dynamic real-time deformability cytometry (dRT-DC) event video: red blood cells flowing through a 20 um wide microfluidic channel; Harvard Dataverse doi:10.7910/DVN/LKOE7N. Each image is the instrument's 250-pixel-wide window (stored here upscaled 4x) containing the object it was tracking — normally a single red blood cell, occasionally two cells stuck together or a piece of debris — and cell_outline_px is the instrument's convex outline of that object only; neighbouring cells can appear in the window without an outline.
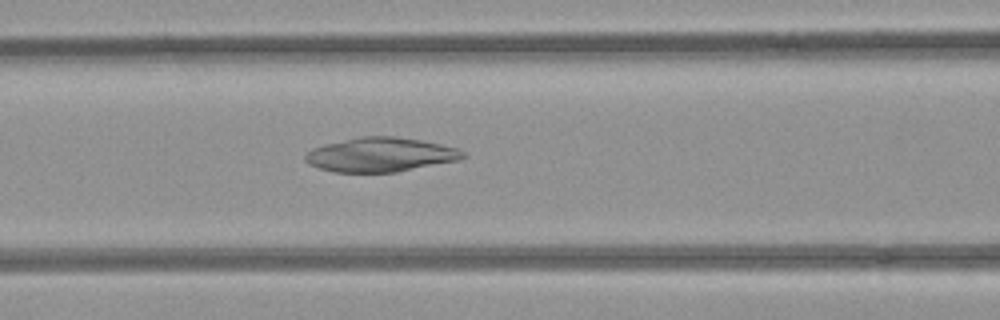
{"species": "common noctule bat (a hibernating species)", "species_latin": "Nyctalus noctula", "temperature_condition": "room temperature", "stored_images_in_passage": 45, "camera_frame_rate_fps": 3000, "um_per_image_px": 0.085, "animal": {"sex": "female", "body_mass_g": 21.9}, "frame": {"image": 1, "passage_image": 15, "time_ms": 4.667, "image_size_px": [1000, 320], "cell_outline_px": [[468, 156], [460, 160], [396, 172], [332, 172], [308, 164], [304, 160], [304, 156], [312, 148], [328, 144], [364, 136], [392, 136], [420, 140], [460, 148]], "centroid_in_image_um": [32.39, 13.16], "position_along_channel_um": 134.2, "area_um2": 31.33}}
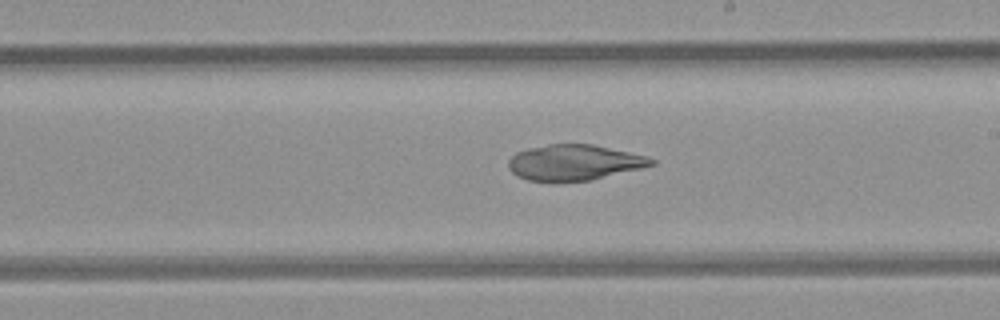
{"frame": {"image": 2, "passage_image": 23, "time_ms": 7.333, "image_size_px": [1000, 320], "cell_outline_px": [[656, 164], [592, 180], [556, 184], [552, 184], [528, 180], [516, 176], [508, 168], [508, 160], [516, 152], [528, 148], [548, 144], [592, 144], [648, 156], [656, 160]], "centroid_in_image_um": [48.76, 13.84], "position_along_channel_um": 240.2, "area_um2": 30.4}}
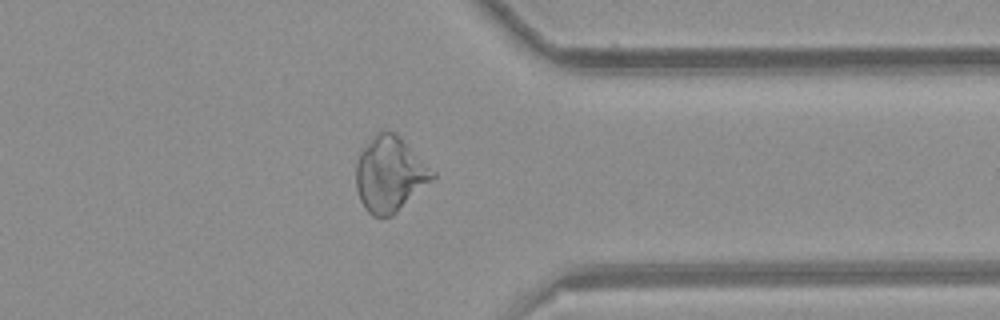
{"frame": {"image": 3, "passage_image": 34, "time_ms": 11.0, "image_size_px": [1000, 320], "cell_outline_px": [[436, 176], [432, 180], [392, 216], [372, 216], [364, 208], [360, 200], [356, 188], [356, 164], [360, 152], [376, 132], [384, 128], [396, 132], [436, 172]], "centroid_in_image_um": [33.13, 14.77], "position_along_channel_um": 378.3, "area_um2": 33.64}}